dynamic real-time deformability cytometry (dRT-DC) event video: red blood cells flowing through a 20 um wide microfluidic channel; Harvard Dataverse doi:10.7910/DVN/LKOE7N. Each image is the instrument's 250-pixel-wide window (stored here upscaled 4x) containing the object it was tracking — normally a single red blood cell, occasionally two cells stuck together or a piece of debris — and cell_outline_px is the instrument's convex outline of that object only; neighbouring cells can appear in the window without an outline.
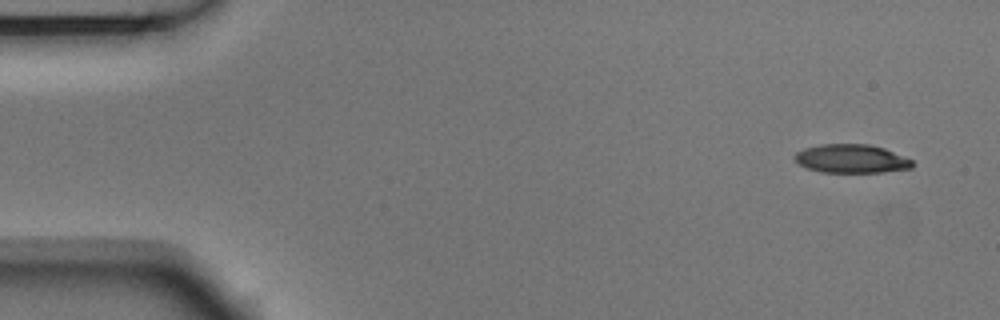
{"species": "Egyptian fruit bat (a non-hibernating species)", "species_latin": "Rousettus aegyptiacus", "temperature_condition": "room temperature", "stored_images_in_passage": 4, "camera_frame_rate_fps": 3000, "um_per_image_px": 0.085, "animal": {"sex": "male"}, "frame": {"image": 1, "passage_image": 1, "time_ms": 0.0, "image_size_px": [1000, 320], "cell_outline_px": [[912, 168], [884, 172], [824, 172], [808, 168], [800, 164], [792, 156], [796, 152], [804, 148], [820, 144], [868, 144], [884, 148], [912, 160]], "centroid_in_image_um": [72.35, 13.48], "position_along_channel_um": 12.6, "area_um2": 19.48}}